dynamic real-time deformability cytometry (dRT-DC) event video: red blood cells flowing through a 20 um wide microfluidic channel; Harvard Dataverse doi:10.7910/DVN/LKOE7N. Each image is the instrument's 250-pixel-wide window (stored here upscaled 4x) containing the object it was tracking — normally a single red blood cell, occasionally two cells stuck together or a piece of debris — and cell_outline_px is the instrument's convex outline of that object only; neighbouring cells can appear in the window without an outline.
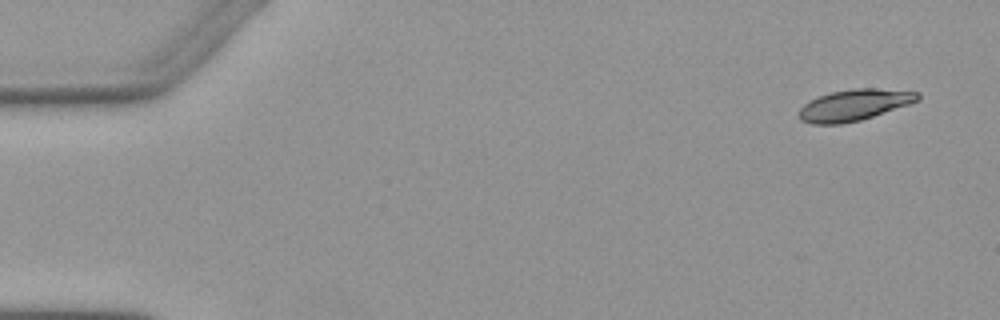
{"species": "Egyptian fruit bat (a non-hibernating species)", "species_latin": "Rousettus aegyptiacus", "temperature_condition": "warm", "stored_images_in_passage": 6, "camera_frame_rate_fps": 3000, "um_per_image_px": 0.085, "animal": {"sex": "female"}, "frame": {"image": 1, "passage_image": 1, "time_ms": 0.0, "image_size_px": [1000, 320], "cell_outline_px": [[920, 100], [860, 120], [840, 124], [812, 124], [800, 120], [800, 108], [804, 104], [820, 96], [832, 92], [852, 88], [876, 88], [920, 92]], "centroid_in_image_um": [72.62, 8.92], "position_along_channel_um": 12.4, "area_um2": 21.33}}
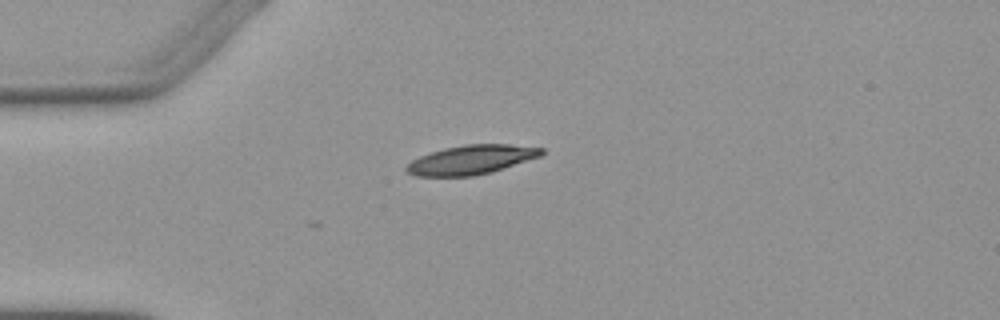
{"frame": {"image": 2, "passage_image": 3, "time_ms": 3.667, "image_size_px": [1000, 320], "cell_outline_px": [[544, 152], [540, 156], [492, 172], [472, 176], [416, 176], [408, 172], [404, 168], [412, 160], [420, 156], [444, 148], [464, 144], [508, 144], [544, 148]], "centroid_in_image_um": [40.06, 13.57], "position_along_channel_um": 44.9, "area_um2": 22.83}}
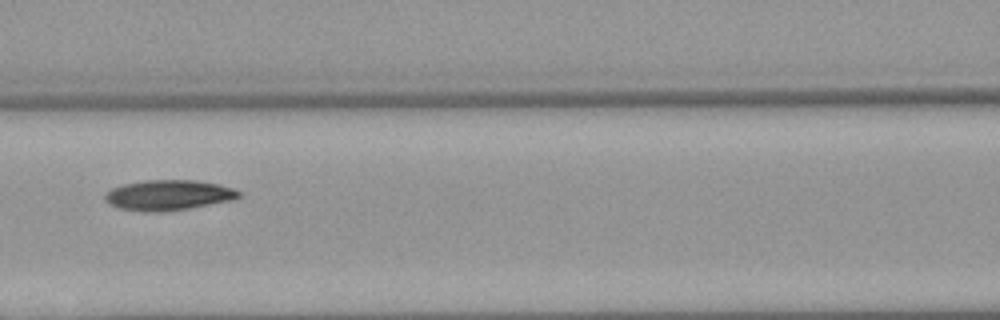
{"frame": {"image": 3, "passage_image": 6, "time_ms": 7.0, "image_size_px": [1000, 320], "cell_outline_px": [[240, 196], [232, 200], [188, 208], [164, 212], [144, 212], [120, 208], [108, 204], [104, 200], [104, 196], [112, 188], [124, 184], [144, 180], [192, 180], [220, 184], [232, 188], [240, 192]], "centroid_in_image_um": [14.29, 16.59], "position_along_channel_um": 152.3, "area_um2": 23.58}}